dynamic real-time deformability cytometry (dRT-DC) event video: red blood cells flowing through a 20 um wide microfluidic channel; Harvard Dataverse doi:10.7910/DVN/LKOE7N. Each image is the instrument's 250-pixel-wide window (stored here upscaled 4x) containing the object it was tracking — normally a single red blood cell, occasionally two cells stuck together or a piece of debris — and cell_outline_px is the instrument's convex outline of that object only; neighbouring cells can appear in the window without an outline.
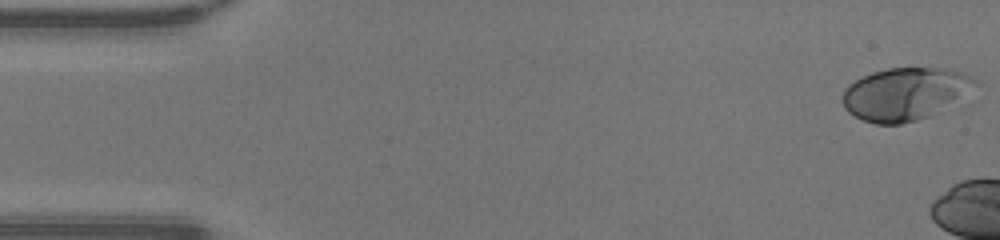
{"species": "human", "species_latin": "Homo sapiens", "temperature_condition": "warm", "stored_images_in_passage": 6, "camera_frame_rate_fps": 3000, "um_per_image_px": 0.085, "donor": {"sex": "male"}, "frame": {"image": 1, "passage_image": 1, "time_ms": 0.0, "image_size_px": [1000, 240], "cell_outline_px": [[980, 100], [964, 108], [900, 124], [876, 124], [864, 120], [848, 112], [844, 108], [844, 88], [848, 84], [872, 72], [888, 68], [936, 68], [964, 72], [980, 80]], "centroid_in_image_um": [77.32, 8.02], "position_along_channel_um": 7.7, "area_um2": 43.7}}